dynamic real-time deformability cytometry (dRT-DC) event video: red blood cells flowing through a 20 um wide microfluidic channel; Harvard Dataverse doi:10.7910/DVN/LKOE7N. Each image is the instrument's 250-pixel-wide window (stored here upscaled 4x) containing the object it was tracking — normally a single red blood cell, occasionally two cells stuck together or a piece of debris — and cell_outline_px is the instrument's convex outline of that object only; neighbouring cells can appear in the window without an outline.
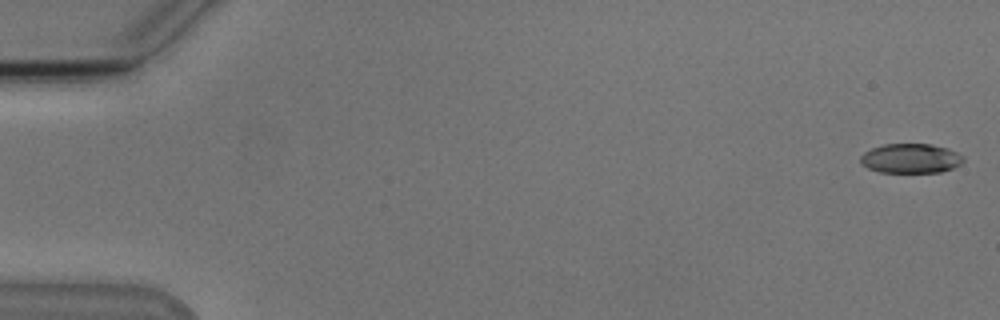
{"species": "Egyptian fruit bat (a non-hibernating species)", "species_latin": "Rousettus aegyptiacus", "temperature_condition": "cold", "stored_images_in_passage": 5, "camera_frame_rate_fps": 3000, "um_per_image_px": 0.085, "animal": {"sex": "male"}, "frame": {"image": 1, "passage_image": 1, "time_ms": 0.0, "image_size_px": [1000, 320], "cell_outline_px": [[964, 160], [960, 164], [952, 168], [940, 172], [880, 172], [868, 168], [860, 164], [860, 156], [864, 152], [872, 148], [884, 144], [932, 144], [948, 148], [964, 156]], "centroid_in_image_um": [77.4, 13.46], "position_along_channel_um": 7.6, "area_um2": 17.74}}